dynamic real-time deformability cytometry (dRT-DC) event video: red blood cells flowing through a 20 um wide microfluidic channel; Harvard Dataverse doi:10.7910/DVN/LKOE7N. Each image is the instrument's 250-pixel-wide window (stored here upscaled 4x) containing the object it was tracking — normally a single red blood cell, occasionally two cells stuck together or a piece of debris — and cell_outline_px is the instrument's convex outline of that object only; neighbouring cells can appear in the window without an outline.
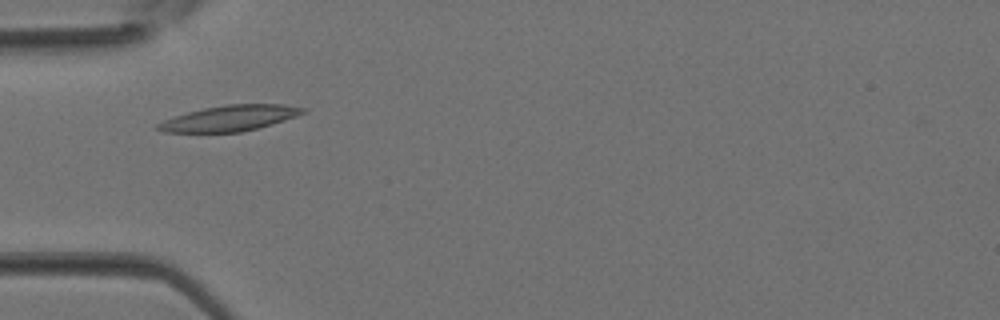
{"species": "Egyptian fruit bat (a non-hibernating species)", "species_latin": "Rousettus aegyptiacus", "temperature_condition": "room temperature", "stored_images_in_passage": 31, "camera_frame_rate_fps": 3000, "um_per_image_px": 0.085, "animal": {"sex": "female"}, "frame": {"image": 1, "passage_image": 5, "time_ms": 1.333, "image_size_px": [1000, 320], "cell_outline_px": [[308, 112], [272, 124], [240, 132], [164, 132], [156, 128], [156, 124], [164, 120], [188, 112], [204, 108], [228, 104], [284, 104], [308, 108]], "centroid_in_image_um": [19.58, 10.04], "position_along_channel_um": 65.4, "area_um2": 21.56}}
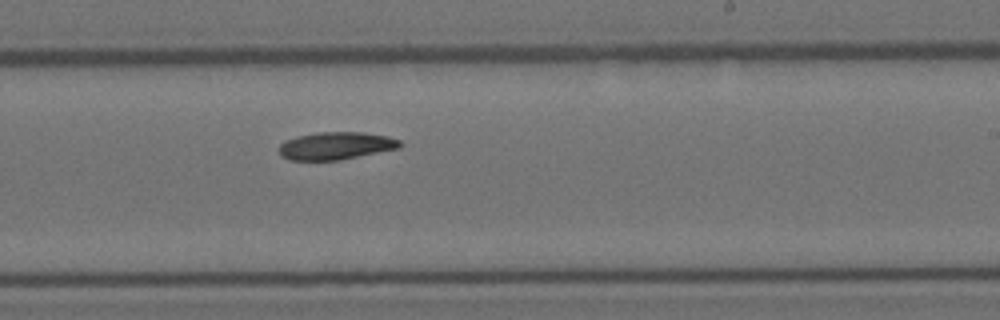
{"frame": {"image": 2, "passage_image": 16, "time_ms": 5.0, "image_size_px": [1000, 320], "cell_outline_px": [[404, 144], [400, 148], [340, 160], [288, 160], [280, 156], [280, 144], [284, 140], [296, 136], [316, 132], [364, 132], [388, 136], [400, 140]], "centroid_in_image_um": [28.56, 12.39], "position_along_channel_um": 260.4, "area_um2": 19.71}}
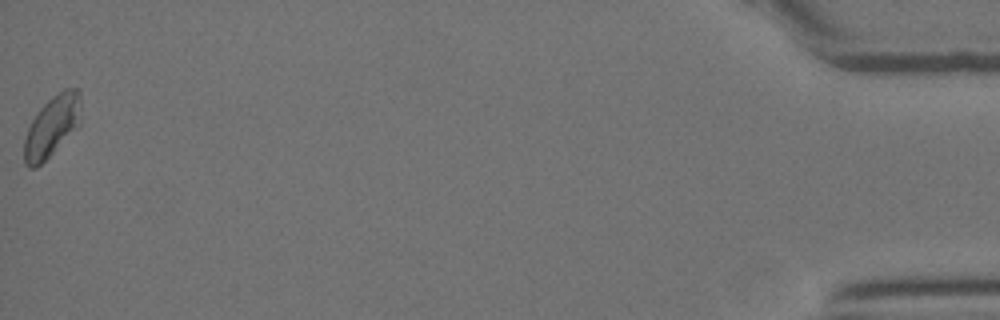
{"frame": {"image": 3, "passage_image": 31, "time_ms": 10.0, "image_size_px": [1000, 320], "cell_outline_px": [[80, 124], [36, 168], [28, 168], [24, 164], [24, 140], [28, 128], [36, 112], [52, 96], [64, 88], [76, 88], [80, 92]], "centroid_in_image_um": [4.4, 10.71], "position_along_channel_um": 430.8, "area_um2": 19.88}}